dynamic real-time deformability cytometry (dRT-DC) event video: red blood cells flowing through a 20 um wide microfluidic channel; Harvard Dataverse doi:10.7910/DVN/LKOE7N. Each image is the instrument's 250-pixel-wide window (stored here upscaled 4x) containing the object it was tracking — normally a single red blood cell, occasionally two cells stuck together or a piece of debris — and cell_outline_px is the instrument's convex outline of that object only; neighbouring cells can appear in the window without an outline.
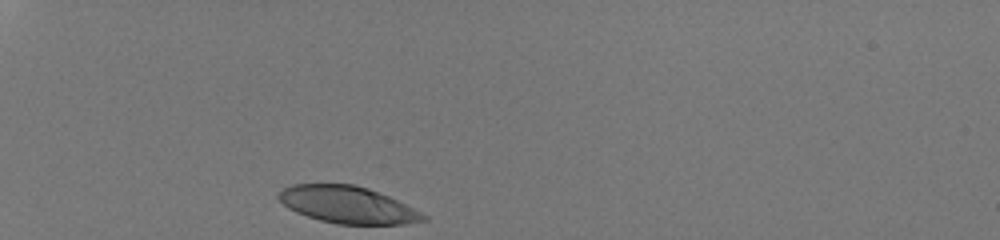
{"species": "human", "species_latin": "Homo sapiens", "temperature_condition": "room temperature", "stored_images_in_passage": 29, "camera_frame_rate_fps": 3000, "um_per_image_px": 0.085, "donor": {"sex": "male"}, "frame": {"image": 1, "passage_image": 1, "time_ms": 0.0, "image_size_px": [1000, 240], "cell_outline_px": [[428, 220], [404, 224], [336, 224], [320, 220], [296, 212], [288, 208], [276, 196], [280, 188], [292, 184], [352, 184], [368, 188], [388, 196], [428, 216]], "centroid_in_image_um": [29.51, 17.4], "position_along_channel_um": 55.5, "area_um2": 31.1}}
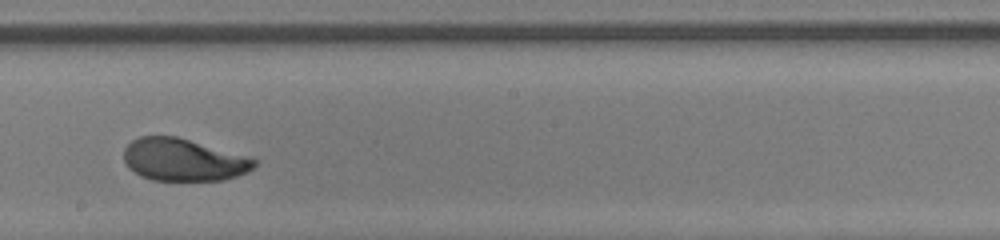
{"frame": {"image": 2, "passage_image": 17, "time_ms": 5.333, "image_size_px": [1000, 240], "cell_outline_px": [[256, 164], [248, 172], [224, 180], [152, 180], [140, 176], [128, 168], [124, 160], [124, 148], [132, 140], [140, 136], [176, 136], [256, 160]], "centroid_in_image_um": [15.51, 13.59], "position_along_channel_um": 232.7, "area_um2": 31.73}}
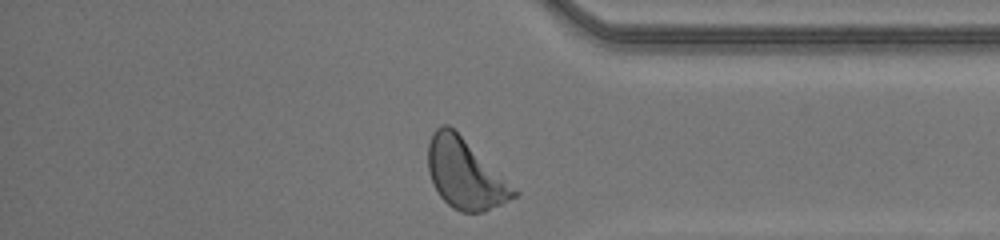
{"frame": {"image": 3, "passage_image": 29, "time_ms": 9.333, "image_size_px": [1000, 240], "cell_outline_px": [[520, 192], [516, 196], [484, 212], [460, 212], [452, 208], [440, 196], [432, 184], [428, 172], [428, 144], [432, 132], [440, 124], [448, 124]], "centroid_in_image_um": [39.49, 14.79], "position_along_channel_um": 395.7, "area_um2": 34.56}, "authors_computed_cell_mechanics": {"area_um2": 33.1772, "velocity_mm_per_s": 4.1698, "shape_relaxation_time_tau1_ms": 3.2335, "shape_relaxation_time_tau2_ms": 1.2899, "deformation_change_tau1": 0.1835, "deformation_change_tau2": 0.0661}}